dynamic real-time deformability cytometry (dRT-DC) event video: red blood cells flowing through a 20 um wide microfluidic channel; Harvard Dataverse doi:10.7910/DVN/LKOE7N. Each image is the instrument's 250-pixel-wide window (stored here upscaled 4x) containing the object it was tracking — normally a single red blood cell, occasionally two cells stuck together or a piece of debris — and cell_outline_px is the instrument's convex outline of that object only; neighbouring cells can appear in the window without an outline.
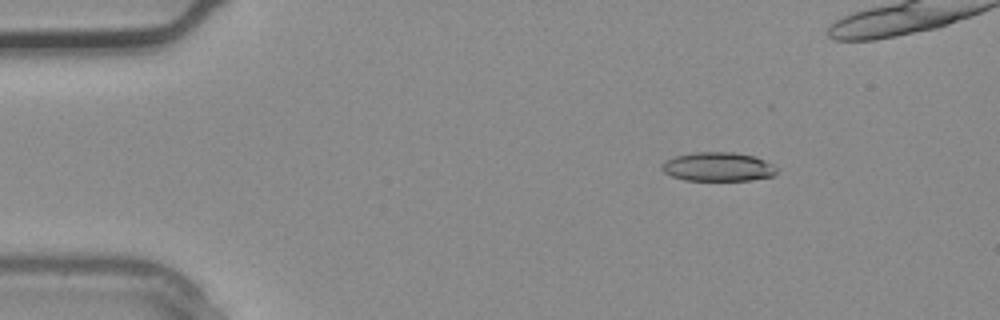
{"species": "common noctule bat (a hibernating species)", "species_latin": "Nyctalus noctula", "temperature_condition": "warm", "stored_images_in_passage": 4, "camera_frame_rate_fps": 3000, "um_per_image_px": 0.085, "animal": {"sex": "male", "body_mass_g": 20.4}, "frame": {"image": 1, "passage_image": 1, "time_ms": 0.0, "image_size_px": [1000, 320], "cell_outline_px": [[776, 172], [772, 176], [752, 180], [684, 180], [672, 176], [664, 172], [660, 168], [660, 164], [664, 160], [676, 156], [696, 152], [732, 152], [752, 156], [764, 160], [772, 164], [776, 168]], "centroid_in_image_um": [60.98, 14.18], "position_along_channel_um": 24.0, "area_um2": 19.31}}